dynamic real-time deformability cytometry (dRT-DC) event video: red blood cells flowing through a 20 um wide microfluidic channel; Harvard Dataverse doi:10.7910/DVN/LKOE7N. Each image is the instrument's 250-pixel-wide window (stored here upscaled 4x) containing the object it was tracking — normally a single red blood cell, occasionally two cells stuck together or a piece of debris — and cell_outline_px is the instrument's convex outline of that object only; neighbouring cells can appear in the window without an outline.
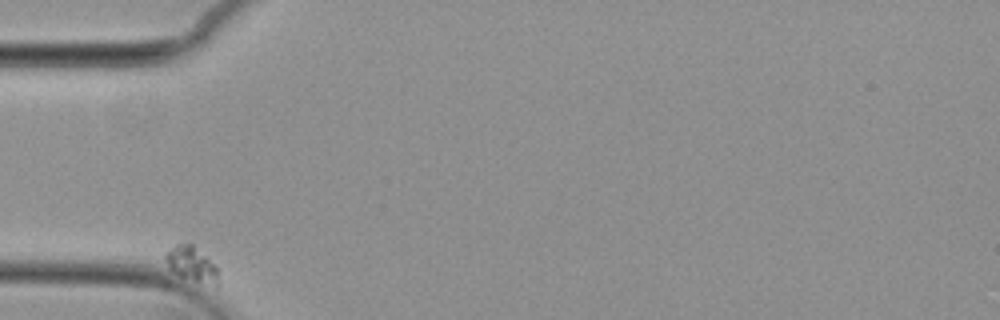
{"species": "common noctule bat (a hibernating species)", "species_latin": "Nyctalus noctula", "temperature_condition": "cold", "stored_images_in_passage": 39, "camera_frame_rate_fps": 3000, "um_per_image_px": 0.085, "animal": {"sex": "female", "body_mass_g": 29.2, "forearm_length_mm": 56.3}, "frame": {"image": 1, "passage_image": 1, "time_ms": 0.0, "image_size_px": [1000, 320], "cell_outline_px": [[220, 284], [216, 284], [196, 280], [180, 276], [172, 272], [168, 268], [164, 260], [164, 256], [176, 244], [188, 240], [216, 268], [220, 280]], "centroid_in_image_um": [16.23, 22.41], "position_along_channel_um": 68.8, "area_um2": 10.4}}